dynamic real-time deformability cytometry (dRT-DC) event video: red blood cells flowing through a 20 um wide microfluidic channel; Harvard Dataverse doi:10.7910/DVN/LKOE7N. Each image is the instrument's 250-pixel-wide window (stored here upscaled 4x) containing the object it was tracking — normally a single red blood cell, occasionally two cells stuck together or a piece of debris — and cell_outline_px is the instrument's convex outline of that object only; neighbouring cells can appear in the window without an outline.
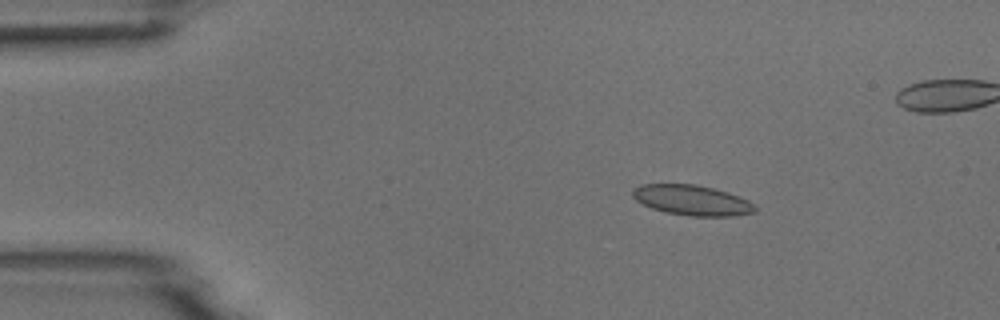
{"species": "common noctule bat (a hibernating species)", "species_latin": "Nyctalus noctula", "temperature_condition": "room temperature", "stored_images_in_passage": 5, "camera_frame_rate_fps": 3000, "um_per_image_px": 0.085, "animal": {"sex": "male", "body_mass_g": 18.8}, "frame": {"image": 1, "passage_image": 2, "time_ms": 1.333, "image_size_px": [1000, 320], "cell_outline_px": [[756, 212], [732, 216], [688, 216], [664, 212], [652, 208], [636, 200], [632, 196], [632, 188], [640, 184], [696, 184], [728, 192], [748, 200], [756, 204]], "centroid_in_image_um": [58.82, 17.02], "position_along_channel_um": 26.2, "area_um2": 21.73}}